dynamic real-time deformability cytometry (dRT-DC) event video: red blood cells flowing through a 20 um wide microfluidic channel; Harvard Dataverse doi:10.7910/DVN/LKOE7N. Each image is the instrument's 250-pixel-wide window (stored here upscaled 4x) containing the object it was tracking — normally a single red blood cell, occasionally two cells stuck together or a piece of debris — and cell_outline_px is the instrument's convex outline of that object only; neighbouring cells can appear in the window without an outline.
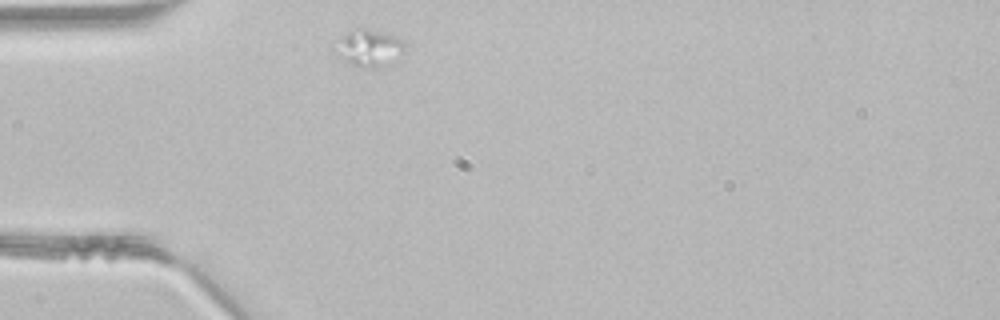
{"species": "common noctule bat (a hibernating species)", "species_latin": "Nyctalus noctula", "temperature_condition": "room temperature", "stored_images_in_passage": 28, "camera_frame_rate_fps": 3000, "um_per_image_px": 0.085, "animal": {"sex": "male", "body_mass_g": 21.5, "forearm_length_mm": 52.0}, "frame": {"image": 1, "passage_image": 1, "time_ms": 0.0, "image_size_px": [1000, 320], "cell_outline_px": [[404, 48], [384, 64], [376, 68], [360, 68], [344, 64], [336, 56], [336, 52], [344, 36], [348, 32], [360, 28], [364, 28], [392, 36], [404, 40]], "centroid_in_image_um": [31.29, 4.12], "position_along_channel_um": 53.7, "area_um2": 14.16}}
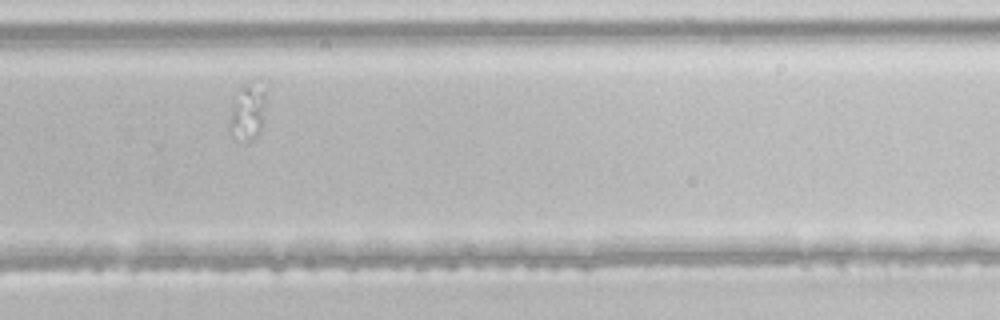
{"frame": {"image": 2, "passage_image": 20, "time_ms": 6.333, "image_size_px": [1000, 320], "cell_outline_px": [[268, 88], [260, 128], [256, 136], [252, 140], [232, 140], [228, 132], [228, 124], [232, 104], [240, 88], [244, 84], [268, 80]], "centroid_in_image_um": [21.06, 9.44], "position_along_channel_um": 308.7, "area_um2": 12.66}}
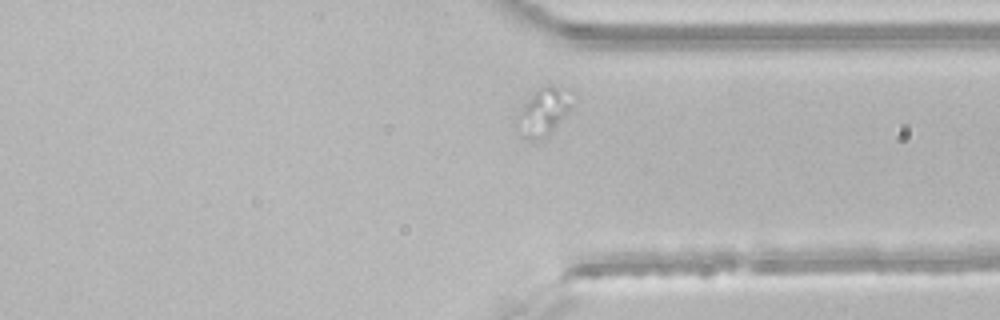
{"frame": {"image": 3, "passage_image": 24, "time_ms": 7.667, "image_size_px": [1000, 320], "cell_outline_px": [[576, 96], [572, 108], [548, 136], [540, 140], [528, 140], [520, 136], [520, 112], [524, 104], [536, 92], [552, 84], [568, 88]], "centroid_in_image_um": [46.34, 9.49], "position_along_channel_um": 365.1, "area_um2": 15.14}}